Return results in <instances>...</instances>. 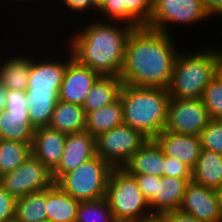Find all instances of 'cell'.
I'll return each instance as SVG.
<instances>
[{"instance_id": "obj_6", "label": "cell", "mask_w": 222, "mask_h": 222, "mask_svg": "<svg viewBox=\"0 0 222 222\" xmlns=\"http://www.w3.org/2000/svg\"><path fill=\"white\" fill-rule=\"evenodd\" d=\"M105 199L116 222L156 220L136 178L123 168L112 169L106 186Z\"/></svg>"}, {"instance_id": "obj_13", "label": "cell", "mask_w": 222, "mask_h": 222, "mask_svg": "<svg viewBox=\"0 0 222 222\" xmlns=\"http://www.w3.org/2000/svg\"><path fill=\"white\" fill-rule=\"evenodd\" d=\"M101 75L72 58L66 66L59 90V100L83 106L90 88Z\"/></svg>"}, {"instance_id": "obj_4", "label": "cell", "mask_w": 222, "mask_h": 222, "mask_svg": "<svg viewBox=\"0 0 222 222\" xmlns=\"http://www.w3.org/2000/svg\"><path fill=\"white\" fill-rule=\"evenodd\" d=\"M179 51L170 84V98L199 99L210 80L222 69V48ZM185 52V53H184Z\"/></svg>"}, {"instance_id": "obj_17", "label": "cell", "mask_w": 222, "mask_h": 222, "mask_svg": "<svg viewBox=\"0 0 222 222\" xmlns=\"http://www.w3.org/2000/svg\"><path fill=\"white\" fill-rule=\"evenodd\" d=\"M190 181L192 179L157 176L156 194L148 202L152 215L159 219L164 213L179 209Z\"/></svg>"}, {"instance_id": "obj_34", "label": "cell", "mask_w": 222, "mask_h": 222, "mask_svg": "<svg viewBox=\"0 0 222 222\" xmlns=\"http://www.w3.org/2000/svg\"><path fill=\"white\" fill-rule=\"evenodd\" d=\"M63 8L68 9V12H72L73 14H80V15H91V13H95L97 15L98 5L93 0H59ZM63 2V3H62ZM66 5V6H65ZM91 10V11H90Z\"/></svg>"}, {"instance_id": "obj_20", "label": "cell", "mask_w": 222, "mask_h": 222, "mask_svg": "<svg viewBox=\"0 0 222 222\" xmlns=\"http://www.w3.org/2000/svg\"><path fill=\"white\" fill-rule=\"evenodd\" d=\"M24 52L26 53H16L17 55H12V57L9 55V58L3 56L5 58L3 61L0 59V83L7 89L20 91L28 89L31 55L29 49Z\"/></svg>"}, {"instance_id": "obj_37", "label": "cell", "mask_w": 222, "mask_h": 222, "mask_svg": "<svg viewBox=\"0 0 222 222\" xmlns=\"http://www.w3.org/2000/svg\"><path fill=\"white\" fill-rule=\"evenodd\" d=\"M159 220L161 222H202L197 220L192 215L176 209L167 213H164Z\"/></svg>"}, {"instance_id": "obj_30", "label": "cell", "mask_w": 222, "mask_h": 222, "mask_svg": "<svg viewBox=\"0 0 222 222\" xmlns=\"http://www.w3.org/2000/svg\"><path fill=\"white\" fill-rule=\"evenodd\" d=\"M201 100L211 119H222V69L205 87Z\"/></svg>"}, {"instance_id": "obj_23", "label": "cell", "mask_w": 222, "mask_h": 222, "mask_svg": "<svg viewBox=\"0 0 222 222\" xmlns=\"http://www.w3.org/2000/svg\"><path fill=\"white\" fill-rule=\"evenodd\" d=\"M35 128L28 111L0 112V139L32 143Z\"/></svg>"}, {"instance_id": "obj_29", "label": "cell", "mask_w": 222, "mask_h": 222, "mask_svg": "<svg viewBox=\"0 0 222 222\" xmlns=\"http://www.w3.org/2000/svg\"><path fill=\"white\" fill-rule=\"evenodd\" d=\"M75 222H116L112 215L107 200L104 198L98 200L80 202L77 208Z\"/></svg>"}, {"instance_id": "obj_2", "label": "cell", "mask_w": 222, "mask_h": 222, "mask_svg": "<svg viewBox=\"0 0 222 222\" xmlns=\"http://www.w3.org/2000/svg\"><path fill=\"white\" fill-rule=\"evenodd\" d=\"M94 16H90L88 23L81 17L80 21L85 25L77 27L75 32L73 29V35L65 38L68 42L65 41L64 46L69 48L79 64L102 76H119L126 41L134 27L123 22L95 19Z\"/></svg>"}, {"instance_id": "obj_16", "label": "cell", "mask_w": 222, "mask_h": 222, "mask_svg": "<svg viewBox=\"0 0 222 222\" xmlns=\"http://www.w3.org/2000/svg\"><path fill=\"white\" fill-rule=\"evenodd\" d=\"M154 140L165 156L180 160L191 170L202 149L200 137L196 135L178 134L163 130Z\"/></svg>"}, {"instance_id": "obj_36", "label": "cell", "mask_w": 222, "mask_h": 222, "mask_svg": "<svg viewBox=\"0 0 222 222\" xmlns=\"http://www.w3.org/2000/svg\"><path fill=\"white\" fill-rule=\"evenodd\" d=\"M136 178L139 188L149 202L156 194L157 176L151 174L132 175Z\"/></svg>"}, {"instance_id": "obj_21", "label": "cell", "mask_w": 222, "mask_h": 222, "mask_svg": "<svg viewBox=\"0 0 222 222\" xmlns=\"http://www.w3.org/2000/svg\"><path fill=\"white\" fill-rule=\"evenodd\" d=\"M192 181L205 187H222V154L201 149L192 169Z\"/></svg>"}, {"instance_id": "obj_39", "label": "cell", "mask_w": 222, "mask_h": 222, "mask_svg": "<svg viewBox=\"0 0 222 222\" xmlns=\"http://www.w3.org/2000/svg\"><path fill=\"white\" fill-rule=\"evenodd\" d=\"M7 88L0 83V112L6 108Z\"/></svg>"}, {"instance_id": "obj_9", "label": "cell", "mask_w": 222, "mask_h": 222, "mask_svg": "<svg viewBox=\"0 0 222 222\" xmlns=\"http://www.w3.org/2000/svg\"><path fill=\"white\" fill-rule=\"evenodd\" d=\"M147 140L141 132L123 124L95 137L96 155L113 168H122Z\"/></svg>"}, {"instance_id": "obj_25", "label": "cell", "mask_w": 222, "mask_h": 222, "mask_svg": "<svg viewBox=\"0 0 222 222\" xmlns=\"http://www.w3.org/2000/svg\"><path fill=\"white\" fill-rule=\"evenodd\" d=\"M123 85L119 76H100L90 88L83 104L85 113L109 105L119 98Z\"/></svg>"}, {"instance_id": "obj_1", "label": "cell", "mask_w": 222, "mask_h": 222, "mask_svg": "<svg viewBox=\"0 0 222 222\" xmlns=\"http://www.w3.org/2000/svg\"><path fill=\"white\" fill-rule=\"evenodd\" d=\"M173 37L177 34L172 36L146 26L133 28L119 74L123 84L167 89L180 51Z\"/></svg>"}, {"instance_id": "obj_12", "label": "cell", "mask_w": 222, "mask_h": 222, "mask_svg": "<svg viewBox=\"0 0 222 222\" xmlns=\"http://www.w3.org/2000/svg\"><path fill=\"white\" fill-rule=\"evenodd\" d=\"M151 12L152 0H103L98 6L96 18L138 28L148 24Z\"/></svg>"}, {"instance_id": "obj_42", "label": "cell", "mask_w": 222, "mask_h": 222, "mask_svg": "<svg viewBox=\"0 0 222 222\" xmlns=\"http://www.w3.org/2000/svg\"><path fill=\"white\" fill-rule=\"evenodd\" d=\"M93 1L99 6L103 0H93Z\"/></svg>"}, {"instance_id": "obj_18", "label": "cell", "mask_w": 222, "mask_h": 222, "mask_svg": "<svg viewBox=\"0 0 222 222\" xmlns=\"http://www.w3.org/2000/svg\"><path fill=\"white\" fill-rule=\"evenodd\" d=\"M66 135L48 126L36 128L31 143V154L53 171L64 152Z\"/></svg>"}, {"instance_id": "obj_11", "label": "cell", "mask_w": 222, "mask_h": 222, "mask_svg": "<svg viewBox=\"0 0 222 222\" xmlns=\"http://www.w3.org/2000/svg\"><path fill=\"white\" fill-rule=\"evenodd\" d=\"M210 120L201 98H170L164 131L200 136Z\"/></svg>"}, {"instance_id": "obj_28", "label": "cell", "mask_w": 222, "mask_h": 222, "mask_svg": "<svg viewBox=\"0 0 222 222\" xmlns=\"http://www.w3.org/2000/svg\"><path fill=\"white\" fill-rule=\"evenodd\" d=\"M31 154V144L0 139V177L13 171Z\"/></svg>"}, {"instance_id": "obj_22", "label": "cell", "mask_w": 222, "mask_h": 222, "mask_svg": "<svg viewBox=\"0 0 222 222\" xmlns=\"http://www.w3.org/2000/svg\"><path fill=\"white\" fill-rule=\"evenodd\" d=\"M48 127L66 134L85 131V109L81 105L59 100L55 105Z\"/></svg>"}, {"instance_id": "obj_38", "label": "cell", "mask_w": 222, "mask_h": 222, "mask_svg": "<svg viewBox=\"0 0 222 222\" xmlns=\"http://www.w3.org/2000/svg\"><path fill=\"white\" fill-rule=\"evenodd\" d=\"M201 2L211 17L222 18V0H201Z\"/></svg>"}, {"instance_id": "obj_8", "label": "cell", "mask_w": 222, "mask_h": 222, "mask_svg": "<svg viewBox=\"0 0 222 222\" xmlns=\"http://www.w3.org/2000/svg\"><path fill=\"white\" fill-rule=\"evenodd\" d=\"M212 18L201 0H152V12L146 27L174 35L172 26L189 28ZM170 26V28H169Z\"/></svg>"}, {"instance_id": "obj_32", "label": "cell", "mask_w": 222, "mask_h": 222, "mask_svg": "<svg viewBox=\"0 0 222 222\" xmlns=\"http://www.w3.org/2000/svg\"><path fill=\"white\" fill-rule=\"evenodd\" d=\"M163 176L192 179V170L180 160L165 156Z\"/></svg>"}, {"instance_id": "obj_15", "label": "cell", "mask_w": 222, "mask_h": 222, "mask_svg": "<svg viewBox=\"0 0 222 222\" xmlns=\"http://www.w3.org/2000/svg\"><path fill=\"white\" fill-rule=\"evenodd\" d=\"M96 156L95 137L88 131L66 135L65 148L60 163L52 171L56 182L63 174L68 173L82 163Z\"/></svg>"}, {"instance_id": "obj_35", "label": "cell", "mask_w": 222, "mask_h": 222, "mask_svg": "<svg viewBox=\"0 0 222 222\" xmlns=\"http://www.w3.org/2000/svg\"><path fill=\"white\" fill-rule=\"evenodd\" d=\"M15 201L16 199L0 184V222L14 220Z\"/></svg>"}, {"instance_id": "obj_5", "label": "cell", "mask_w": 222, "mask_h": 222, "mask_svg": "<svg viewBox=\"0 0 222 222\" xmlns=\"http://www.w3.org/2000/svg\"><path fill=\"white\" fill-rule=\"evenodd\" d=\"M125 125L154 139L165 128L170 100L167 89L123 84L119 94Z\"/></svg>"}, {"instance_id": "obj_27", "label": "cell", "mask_w": 222, "mask_h": 222, "mask_svg": "<svg viewBox=\"0 0 222 222\" xmlns=\"http://www.w3.org/2000/svg\"><path fill=\"white\" fill-rule=\"evenodd\" d=\"M47 189L27 194L15 201L14 221L40 222L47 221Z\"/></svg>"}, {"instance_id": "obj_40", "label": "cell", "mask_w": 222, "mask_h": 222, "mask_svg": "<svg viewBox=\"0 0 222 222\" xmlns=\"http://www.w3.org/2000/svg\"><path fill=\"white\" fill-rule=\"evenodd\" d=\"M218 200V206H219V213H220V219L222 222V187L215 190Z\"/></svg>"}, {"instance_id": "obj_24", "label": "cell", "mask_w": 222, "mask_h": 222, "mask_svg": "<svg viewBox=\"0 0 222 222\" xmlns=\"http://www.w3.org/2000/svg\"><path fill=\"white\" fill-rule=\"evenodd\" d=\"M79 203L54 183L47 189V221L75 222Z\"/></svg>"}, {"instance_id": "obj_26", "label": "cell", "mask_w": 222, "mask_h": 222, "mask_svg": "<svg viewBox=\"0 0 222 222\" xmlns=\"http://www.w3.org/2000/svg\"><path fill=\"white\" fill-rule=\"evenodd\" d=\"M123 124V106L120 98L109 105L86 113V131L94 137Z\"/></svg>"}, {"instance_id": "obj_41", "label": "cell", "mask_w": 222, "mask_h": 222, "mask_svg": "<svg viewBox=\"0 0 222 222\" xmlns=\"http://www.w3.org/2000/svg\"><path fill=\"white\" fill-rule=\"evenodd\" d=\"M0 1H1L0 3L2 4V1H3V0H0ZM4 1H5L4 4L6 3V1H7V2L10 1L9 3L16 2V5H15V6H17L18 3H20V5H22V6L25 5V4H26V5H27V4H30V3L34 5V4H35L34 2H38V4L41 3V2H40L41 0H40V1H39V0H4ZM11 1H12V2H11ZM17 2H18V3H17ZM23 2H24L25 4H23ZM42 2H43V0H42ZM21 3H22V4H21Z\"/></svg>"}, {"instance_id": "obj_3", "label": "cell", "mask_w": 222, "mask_h": 222, "mask_svg": "<svg viewBox=\"0 0 222 222\" xmlns=\"http://www.w3.org/2000/svg\"><path fill=\"white\" fill-rule=\"evenodd\" d=\"M64 50L62 55L67 51L66 54H64L67 58L64 55L62 58L60 52L59 57L58 55L55 56L54 49L50 53L52 57L50 54L43 56L35 54L34 56H38L37 58L34 56L31 57L28 89L26 93L29 104L28 112L30 122L35 129L49 125L55 105L59 101V90L63 75L67 63L73 58L68 47H64ZM40 56H42V58ZM48 56H50V58Z\"/></svg>"}, {"instance_id": "obj_33", "label": "cell", "mask_w": 222, "mask_h": 222, "mask_svg": "<svg viewBox=\"0 0 222 222\" xmlns=\"http://www.w3.org/2000/svg\"><path fill=\"white\" fill-rule=\"evenodd\" d=\"M29 104L26 91L7 89L6 108L7 111H28Z\"/></svg>"}, {"instance_id": "obj_19", "label": "cell", "mask_w": 222, "mask_h": 222, "mask_svg": "<svg viewBox=\"0 0 222 222\" xmlns=\"http://www.w3.org/2000/svg\"><path fill=\"white\" fill-rule=\"evenodd\" d=\"M165 155L154 139L147 142L128 159L122 168L130 175L163 176Z\"/></svg>"}, {"instance_id": "obj_7", "label": "cell", "mask_w": 222, "mask_h": 222, "mask_svg": "<svg viewBox=\"0 0 222 222\" xmlns=\"http://www.w3.org/2000/svg\"><path fill=\"white\" fill-rule=\"evenodd\" d=\"M113 167L99 156L63 174L55 183L74 199L84 202L105 197Z\"/></svg>"}, {"instance_id": "obj_31", "label": "cell", "mask_w": 222, "mask_h": 222, "mask_svg": "<svg viewBox=\"0 0 222 222\" xmlns=\"http://www.w3.org/2000/svg\"><path fill=\"white\" fill-rule=\"evenodd\" d=\"M199 137L202 149L222 154V119H211Z\"/></svg>"}, {"instance_id": "obj_43", "label": "cell", "mask_w": 222, "mask_h": 222, "mask_svg": "<svg viewBox=\"0 0 222 222\" xmlns=\"http://www.w3.org/2000/svg\"><path fill=\"white\" fill-rule=\"evenodd\" d=\"M151 222H161L159 219H156L154 221H151Z\"/></svg>"}, {"instance_id": "obj_10", "label": "cell", "mask_w": 222, "mask_h": 222, "mask_svg": "<svg viewBox=\"0 0 222 222\" xmlns=\"http://www.w3.org/2000/svg\"><path fill=\"white\" fill-rule=\"evenodd\" d=\"M54 183L52 171L32 154L13 171L0 177V184L15 199L45 191Z\"/></svg>"}, {"instance_id": "obj_14", "label": "cell", "mask_w": 222, "mask_h": 222, "mask_svg": "<svg viewBox=\"0 0 222 222\" xmlns=\"http://www.w3.org/2000/svg\"><path fill=\"white\" fill-rule=\"evenodd\" d=\"M202 222H221L215 189L190 181L179 208Z\"/></svg>"}]
</instances>
